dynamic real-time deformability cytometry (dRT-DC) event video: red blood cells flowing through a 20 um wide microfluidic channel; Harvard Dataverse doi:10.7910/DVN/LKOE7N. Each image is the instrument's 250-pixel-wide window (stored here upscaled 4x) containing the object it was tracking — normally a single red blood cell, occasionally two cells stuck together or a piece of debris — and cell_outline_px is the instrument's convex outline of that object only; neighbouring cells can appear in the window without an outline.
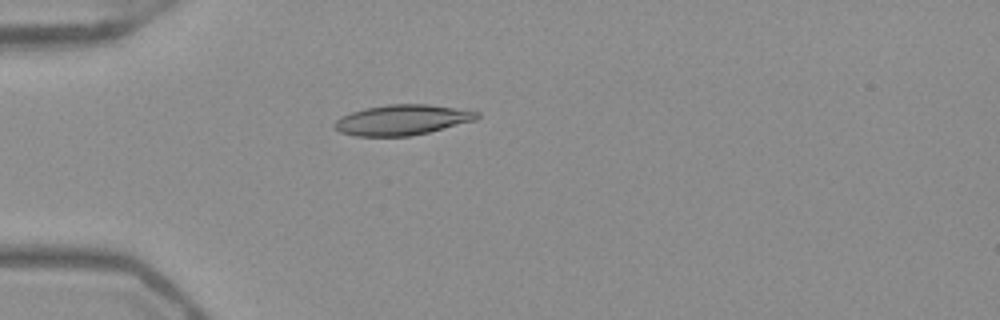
{"species": "Egyptian fruit bat (a non-hibernating species)", "species_latin": "Rousettus aegyptiacus", "temperature_condition": "warm", "stored_images_in_passage": 40, "camera_frame_rate_fps": 3000, "um_per_image_px": 0.085, "frame": {"image": 1, "passage_image": 3, "time_ms": 0.667, "image_size_px": [1000, 320], "cell_outline_px": [[480, 116], [476, 120], [412, 136], [356, 136], [340, 132], [332, 124], [340, 116], [352, 112], [368, 108], [388, 104], [428, 104], [480, 112]], "centroid_in_image_um": [34.18, 10.19], "position_along_channel_um": 50.8, "area_um2": 25.03}}
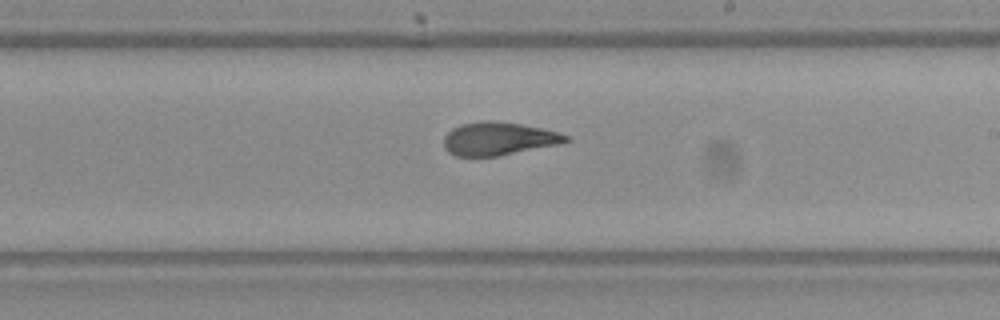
{"frame": {"image": 2, "passage_image": 19, "time_ms": 6.0, "image_size_px": [1000, 320], "cell_outline_px": [[572, 140], [560, 144], [496, 156], [456, 156], [448, 152], [444, 148], [444, 136], [452, 128], [460, 124], [488, 120], [492, 120], [520, 124], [540, 128], [556, 132], [568, 136]], "centroid_in_image_um": [42.35, 11.79], "position_along_channel_um": 246.7, "area_um2": 23.41}}
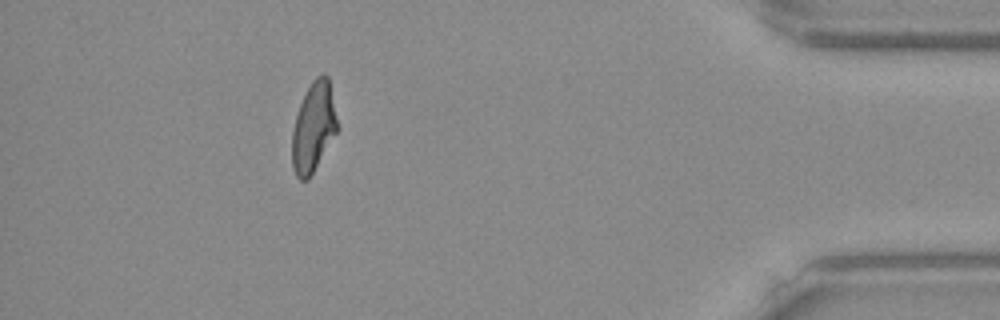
{"frame": {"image": 3, "passage_image": 35, "time_ms": 11.333, "image_size_px": [1000, 320], "cell_outline_px": [[340, 128], [308, 180], [300, 180], [296, 176], [292, 168], [292, 132], [296, 116], [300, 104], [312, 80], [316, 76], [324, 72], [328, 76]], "centroid_in_image_um": [26.67, 10.81], "position_along_channel_um": 408.5, "area_um2": 23.87}, "authors_computed_cell_mechanics": {"area_um2": 24.1026, "velocity_mm_per_s": 3.9446, "shape_relaxation_time_tau1_ms": 5.8209, "shape_relaxation_time_tau2_ms": 1.7222, "deformation_change_tau1": 0.1958, "deformation_change_tau2": 0.0916}}